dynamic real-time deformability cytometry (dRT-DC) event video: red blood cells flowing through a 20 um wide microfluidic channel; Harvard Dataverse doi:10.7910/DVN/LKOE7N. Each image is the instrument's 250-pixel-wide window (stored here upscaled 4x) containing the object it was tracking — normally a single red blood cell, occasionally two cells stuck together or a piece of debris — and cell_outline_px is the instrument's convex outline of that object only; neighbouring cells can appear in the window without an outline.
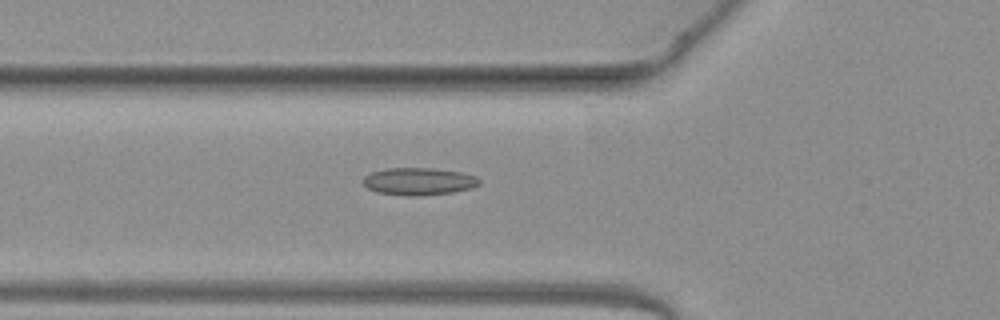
{"species": "common noctule bat (a hibernating species)", "species_latin": "Nyctalus noctula", "temperature_condition": "warm", "stored_images_in_passage": 36, "camera_frame_rate_fps": 3000, "um_per_image_px": 0.085, "animal": {"sex": "female", "body_mass_g": 19.3, "forearm_length_mm": 54.1}, "frame": {"image": 1, "passage_image": 4, "time_ms": 1.0, "image_size_px": [1000, 320], "cell_outline_px": [[480, 184], [472, 188], [452, 192], [420, 196], [404, 196], [376, 192], [368, 188], [364, 184], [364, 176], [372, 172], [384, 168], [432, 168], [460, 172], [476, 176], [480, 180]], "centroid_in_image_um": [35.59, 15.42], "position_along_channel_um": 90.2, "area_um2": 18.61}}
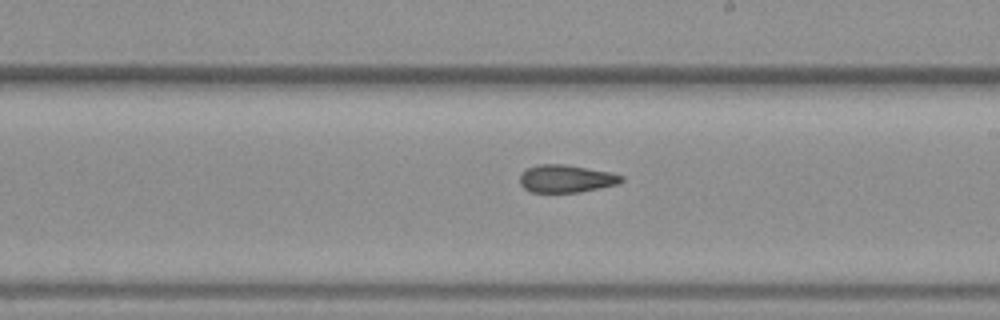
{"frame": {"image": 2, "passage_image": 15, "time_ms": 4.667, "image_size_px": [1000, 320], "cell_outline_px": [[624, 180], [616, 184], [580, 192], [532, 192], [524, 188], [520, 184], [520, 176], [528, 168], [540, 164], [568, 164], [608, 172], [624, 176]], "centroid_in_image_um": [48.12, 15.18], "position_along_channel_um": 240.9, "area_um2": 16.18}}
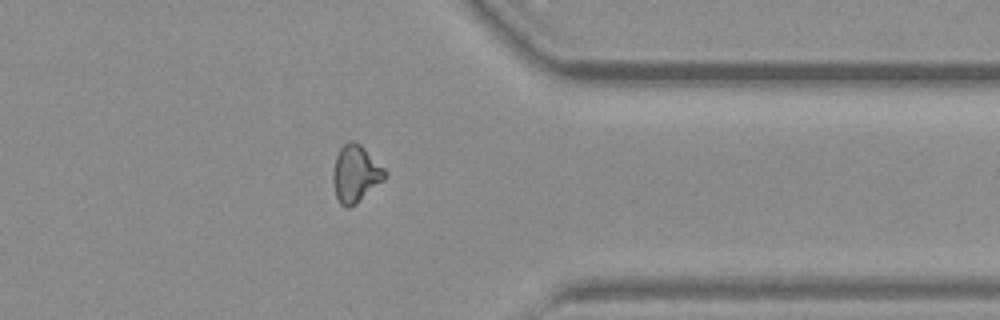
{"frame": {"image": 3, "passage_image": 26, "time_ms": 8.333, "image_size_px": [1000, 320], "cell_outline_px": [[388, 176], [384, 180], [356, 204], [348, 208], [344, 208], [340, 204], [336, 196], [332, 180], [332, 172], [336, 156], [340, 148], [348, 140], [352, 140], [360, 144], [388, 172]], "centroid_in_image_um": [30.22, 14.78], "position_along_channel_um": 381.2, "area_um2": 17.4}, "authors_computed_cell_mechanics": {"area_um2": 16.6175, "velocity_mm_per_s": 4.1018, "shape_relaxation_time_tau1_ms": null, "shape_relaxation_time_tau2_ms": 4.6434, "deformation_change_tau1": null, "deformation_change_tau2": 0.1291}}